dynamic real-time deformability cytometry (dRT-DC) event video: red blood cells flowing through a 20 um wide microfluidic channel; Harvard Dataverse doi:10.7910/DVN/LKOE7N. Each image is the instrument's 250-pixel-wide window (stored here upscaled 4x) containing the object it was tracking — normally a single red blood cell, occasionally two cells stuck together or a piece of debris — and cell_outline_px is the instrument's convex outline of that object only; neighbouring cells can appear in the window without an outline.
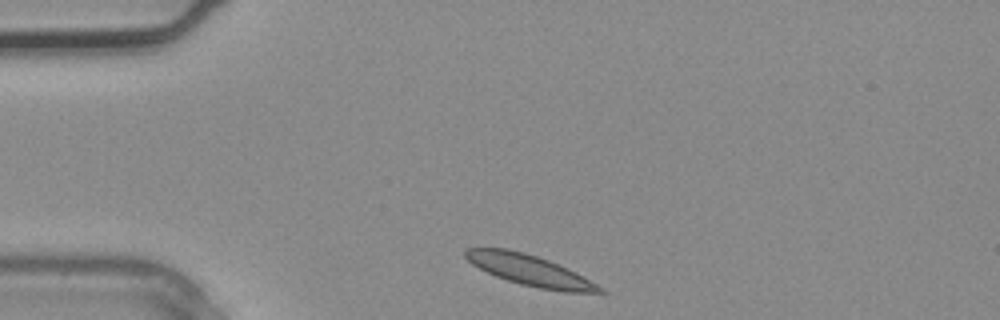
{"species": "common noctule bat (a hibernating species)", "species_latin": "Nyctalus noctula", "temperature_condition": "warm", "stored_images_in_passage": 1, "camera_frame_rate_fps": 3000, "um_per_image_px": 0.085, "animal": {"sex": "male", "body_mass_g": 20.4}, "frame": {"image": 1, "passage_image": 1, "time_ms": 0.0, "image_size_px": [1000, 320], "cell_outline_px": [[608, 292], [564, 292], [540, 288], [520, 284], [496, 276], [472, 264], [464, 256], [464, 248], [508, 248], [524, 252], [548, 260], [568, 268], [576, 272], [604, 288]], "centroid_in_image_um": [45.03, 22.97], "position_along_channel_um": 40.0, "area_um2": 23.93}}